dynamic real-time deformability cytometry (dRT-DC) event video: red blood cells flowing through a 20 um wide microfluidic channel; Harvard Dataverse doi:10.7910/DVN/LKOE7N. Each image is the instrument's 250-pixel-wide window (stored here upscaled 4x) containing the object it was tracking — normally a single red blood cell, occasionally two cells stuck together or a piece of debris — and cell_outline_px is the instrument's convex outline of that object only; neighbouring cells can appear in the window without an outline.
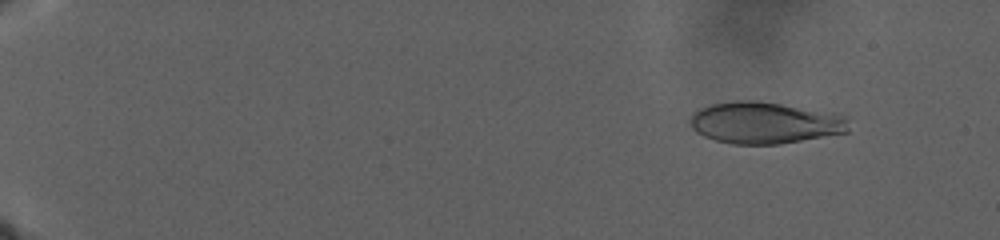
{"species": "human", "species_latin": "Homo sapiens", "temperature_condition": "warm", "stored_images_in_passage": 62, "camera_frame_rate_fps": 3000, "um_per_image_px": 0.085, "donor": {"sex": "male"}, "frame": {"image": 1, "passage_image": 12, "time_ms": 4.333, "image_size_px": [1000, 240], "cell_outline_px": [[848, 132], [780, 144], [732, 144], [716, 140], [704, 136], [696, 132], [692, 128], [692, 112], [700, 108], [712, 104], [736, 100], [756, 100], [840, 112], [848, 116]], "centroid_in_image_um": [65.08, 10.42], "position_along_channel_um": 19.9, "area_um2": 39.02}}
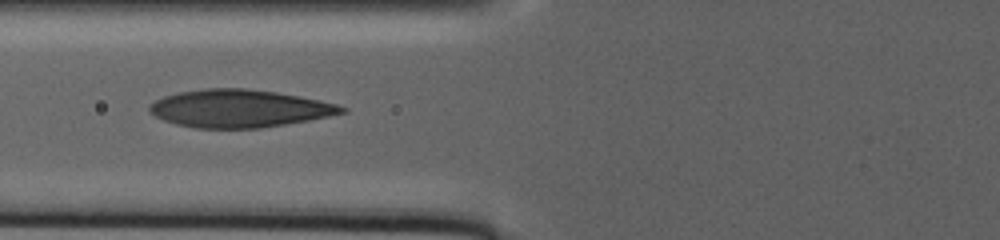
{"frame": {"image": 2, "passage_image": 41, "time_ms": 18.333, "image_size_px": [1000, 240], "cell_outline_px": [[348, 112], [308, 120], [260, 128], [196, 128], [176, 124], [164, 120], [148, 112], [148, 104], [164, 96], [180, 92], [204, 88], [244, 88], [276, 92], [320, 100], [336, 104], [348, 108]], "centroid_in_image_um": [20.32, 9.22], "position_along_channel_um": 105.5, "area_um2": 42.14}}
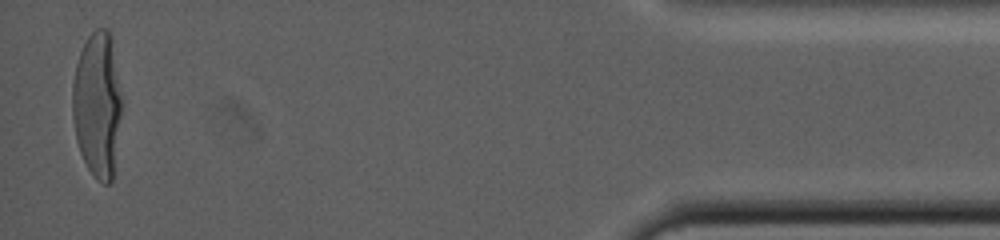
{"frame": {"image": 3, "passage_image": 62, "time_ms": 39.0, "image_size_px": [1000, 240], "cell_outline_px": [[124, 100], [112, 180], [108, 184], [104, 184], [96, 180], [88, 168], [80, 152], [76, 140], [72, 116], [72, 84], [76, 64], [80, 52], [88, 36], [96, 28], [108, 28], [112, 36]], "centroid_in_image_um": [8.31, 8.86], "position_along_channel_um": 426.9, "area_um2": 43.0}}